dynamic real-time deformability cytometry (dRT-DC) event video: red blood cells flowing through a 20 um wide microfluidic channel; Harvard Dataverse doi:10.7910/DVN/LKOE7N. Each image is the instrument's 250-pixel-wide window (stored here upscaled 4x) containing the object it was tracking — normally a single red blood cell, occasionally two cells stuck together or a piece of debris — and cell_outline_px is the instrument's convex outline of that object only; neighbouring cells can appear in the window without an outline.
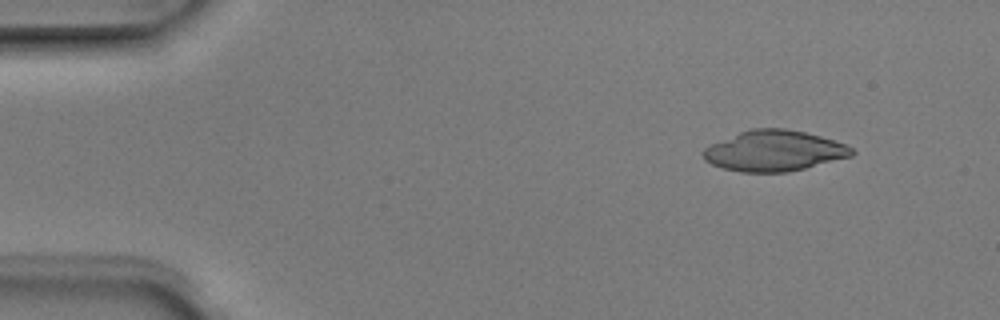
{"species": "Egyptian fruit bat (a non-hibernating species)", "species_latin": "Rousettus aegyptiacus", "temperature_condition": "room temperature", "stored_images_in_passage": 6, "camera_frame_rate_fps": 3000, "um_per_image_px": 0.085, "animal": {"sex": "male"}, "frame": {"image": 1, "passage_image": 1, "time_ms": 0.0, "image_size_px": [1000, 320], "cell_outline_px": [[856, 152], [852, 156], [788, 172], [740, 172], [724, 168], [712, 164], [704, 160], [700, 152], [704, 148], [712, 144], [740, 132], [752, 128], [784, 128], [804, 132], [820, 136], [844, 144], [852, 148]], "centroid_in_image_um": [65.78, 12.82], "position_along_channel_um": 19.2, "area_um2": 34.97}}